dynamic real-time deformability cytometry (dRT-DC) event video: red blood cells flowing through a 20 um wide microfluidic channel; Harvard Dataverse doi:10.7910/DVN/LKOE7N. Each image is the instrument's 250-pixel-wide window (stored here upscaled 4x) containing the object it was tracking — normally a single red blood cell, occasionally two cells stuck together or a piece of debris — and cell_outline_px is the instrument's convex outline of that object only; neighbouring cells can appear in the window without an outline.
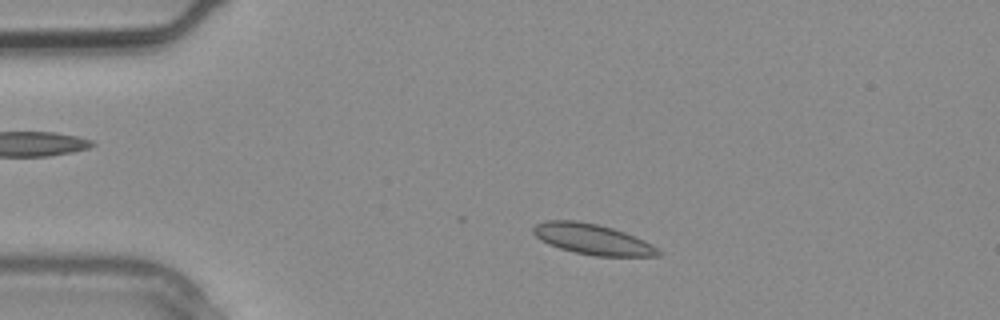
{"species": "common noctule bat (a hibernating species)", "species_latin": "Nyctalus noctula", "temperature_condition": "warm", "stored_images_in_passage": 1, "camera_frame_rate_fps": 3000, "um_per_image_px": 0.085, "animal": {"sex": "male", "body_mass_g": 20.4}, "frame": {"image": 1, "passage_image": 1, "time_ms": 0.0, "image_size_px": [1000, 320], "cell_outline_px": [[664, 252], [660, 256], [596, 256], [576, 252], [560, 248], [548, 244], [540, 240], [532, 232], [532, 228], [536, 224], [544, 220], [576, 220], [596, 224], [612, 228], [624, 232], [644, 240], [652, 244]], "centroid_in_image_um": [50.37, 20.33], "position_along_channel_um": 34.6, "area_um2": 22.31}}